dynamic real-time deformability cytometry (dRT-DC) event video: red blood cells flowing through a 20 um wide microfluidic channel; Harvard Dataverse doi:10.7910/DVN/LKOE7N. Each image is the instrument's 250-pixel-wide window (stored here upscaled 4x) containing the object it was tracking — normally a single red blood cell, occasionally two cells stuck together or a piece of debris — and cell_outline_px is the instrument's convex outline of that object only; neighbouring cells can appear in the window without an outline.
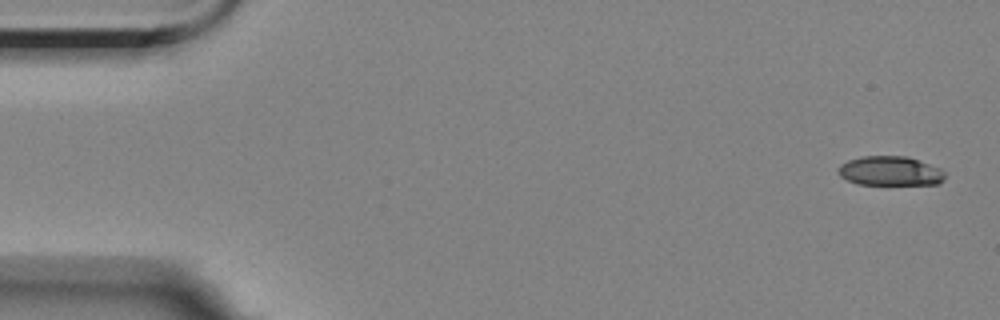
{"species": "Egyptian fruit bat (a non-hibernating species)", "species_latin": "Rousettus aegyptiacus", "temperature_condition": "room temperature", "stored_images_in_passage": 15, "camera_frame_rate_fps": 3000, "um_per_image_px": 0.085, "animal": {"sex": "female"}, "frame": {"image": 1, "passage_image": 1, "time_ms": 0.0, "image_size_px": [1000, 320], "cell_outline_px": [[944, 176], [940, 184], [856, 184], [840, 176], [836, 172], [836, 168], [840, 164], [848, 160], [860, 156], [904, 156], [940, 168], [944, 172]], "centroid_in_image_um": [75.59, 14.53], "position_along_channel_um": 9.4, "area_um2": 18.21}}
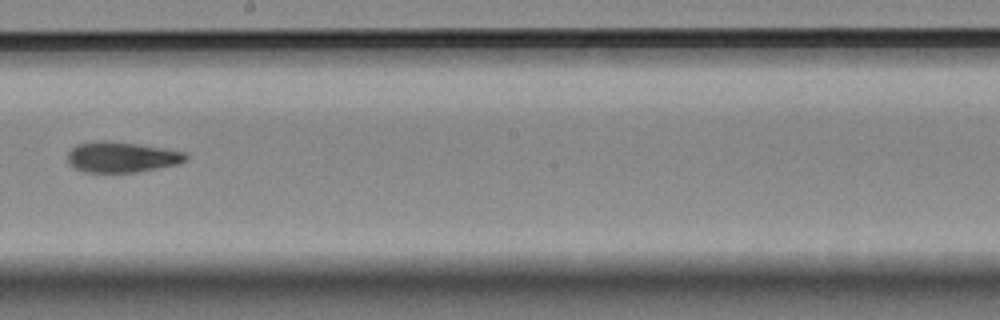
{"frame": {"image": 2, "passage_image": 9, "time_ms": 10.0, "image_size_px": [1000, 320], "cell_outline_px": [[188, 160], [176, 164], [136, 172], [84, 172], [68, 164], [68, 152], [76, 144], [96, 140], [108, 140], [164, 148], [184, 152], [188, 156]], "centroid_in_image_um": [10.31, 13.34], "position_along_channel_um": 237.9, "area_um2": 21.04}}
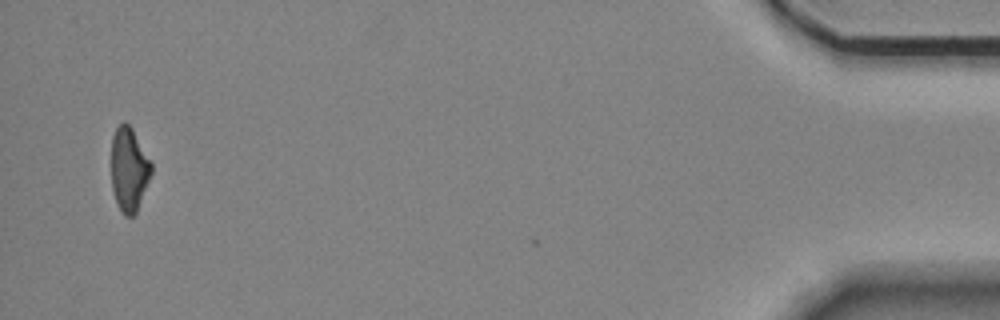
{"frame": {"image": 3, "passage_image": 15, "time_ms": 17.667, "image_size_px": [1000, 320], "cell_outline_px": [[152, 172], [136, 212], [132, 216], [124, 216], [120, 212], [116, 204], [112, 192], [112, 136], [116, 128], [124, 120], [132, 128], [152, 164]], "centroid_in_image_um": [10.95, 14.42], "position_along_channel_um": 424.3, "area_um2": 19.54}, "authors_computed_cell_mechanics": {"area_um2": 20.5768, "velocity_mm_per_s": 3.5344, "shape_relaxation_time_tau1_ms": 8.2791, "shape_relaxation_time_tau2_ms": 5.3277, "deformation_change_tau1": 0.1986, "deformation_change_tau2": 0.1472}}